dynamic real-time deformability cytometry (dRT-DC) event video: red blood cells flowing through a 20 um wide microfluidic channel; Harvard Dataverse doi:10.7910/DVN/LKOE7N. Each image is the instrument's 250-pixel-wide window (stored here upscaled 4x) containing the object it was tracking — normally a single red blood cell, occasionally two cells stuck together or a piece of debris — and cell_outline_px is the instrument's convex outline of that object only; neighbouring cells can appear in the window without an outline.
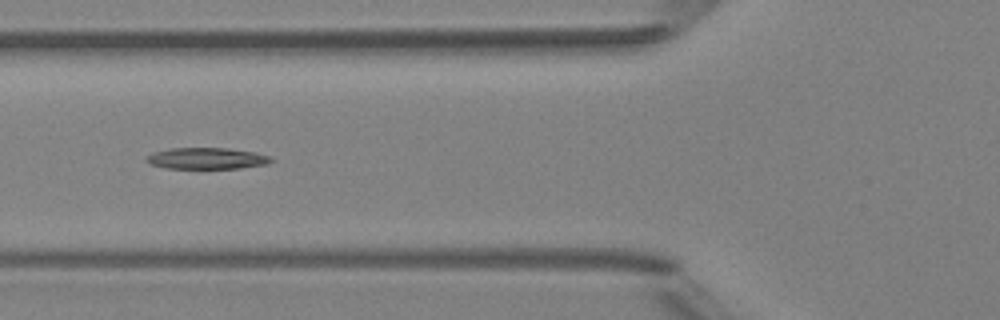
{"species": "Egyptian fruit bat (a non-hibernating species)", "species_latin": "Rousettus aegyptiacus", "temperature_condition": "room temperature", "stored_images_in_passage": 7, "camera_frame_rate_fps": 3000, "um_per_image_px": 0.085, "animal": {"sex": "female"}, "frame": {"image": 1, "passage_image": 6, "time_ms": 5.667, "image_size_px": [1000, 320], "cell_outline_px": [[272, 160], [268, 164], [240, 168], [164, 168], [148, 164], [144, 160], [152, 152], [168, 148], [228, 148], [256, 152], [272, 156]], "centroid_in_image_um": [17.55, 13.46], "position_along_channel_um": 108.2, "area_um2": 15.72}}
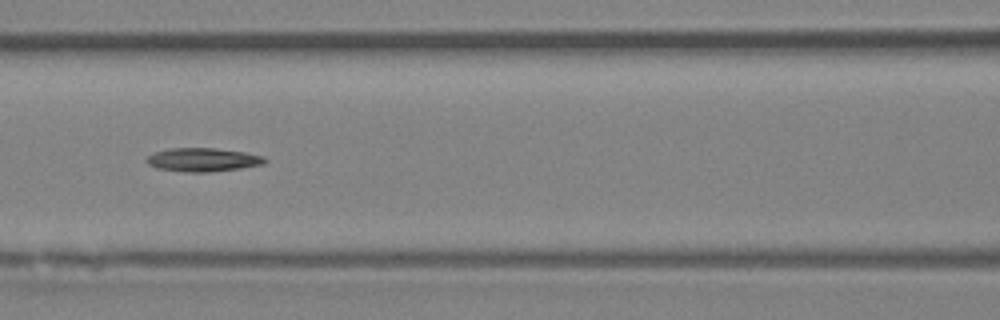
{"frame": {"image": 2, "passage_image": 7, "time_ms": 6.667, "image_size_px": [1000, 320], "cell_outline_px": [[268, 160], [264, 164], [240, 168], [208, 172], [184, 172], [156, 168], [148, 164], [144, 160], [152, 152], [168, 148], [212, 148], [244, 152], [264, 156]], "centroid_in_image_um": [17.2, 13.57], "position_along_channel_um": 149.4, "area_um2": 16.36}}